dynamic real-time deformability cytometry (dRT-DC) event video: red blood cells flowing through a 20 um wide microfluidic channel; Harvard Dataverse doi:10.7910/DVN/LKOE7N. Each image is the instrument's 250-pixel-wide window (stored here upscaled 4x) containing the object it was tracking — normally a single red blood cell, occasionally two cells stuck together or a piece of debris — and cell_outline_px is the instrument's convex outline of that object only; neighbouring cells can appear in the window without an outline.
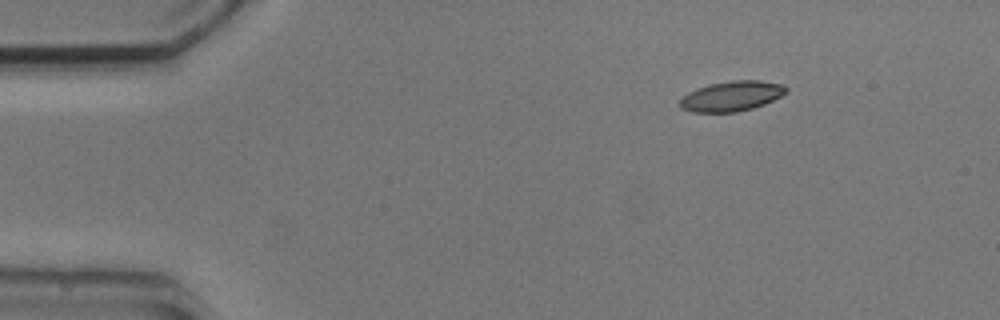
{"species": "common noctule bat (a hibernating species)", "species_latin": "Nyctalus noctula", "temperature_condition": "cold", "stored_images_in_passage": 5, "camera_frame_rate_fps": 3000, "um_per_image_px": 0.085, "animal": {"sex": "male", "body_mass_g": 20.5, "forearm_length_mm": 52.5}, "frame": {"image": 1, "passage_image": 1, "time_ms": 0.0, "image_size_px": [1000, 320], "cell_outline_px": [[788, 92], [764, 104], [752, 108], [736, 112], [692, 112], [680, 108], [680, 100], [688, 92], [696, 88], [708, 84], [732, 80], [760, 80], [780, 84], [788, 88]], "centroid_in_image_um": [62.17, 8.16], "position_along_channel_um": 22.8, "area_um2": 18.61}}
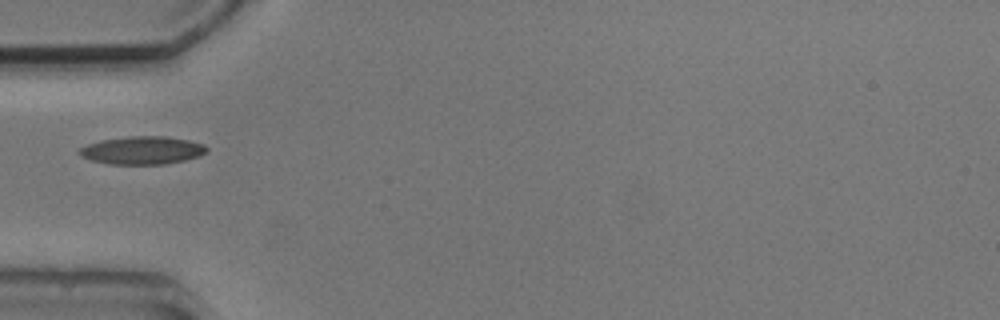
{"frame": {"image": 2, "passage_image": 4, "time_ms": 3.333, "image_size_px": [1000, 320], "cell_outline_px": [[208, 152], [200, 156], [184, 160], [164, 164], [108, 164], [92, 160], [80, 156], [76, 152], [80, 148], [88, 144], [100, 140], [132, 136], [164, 136], [188, 140], [204, 144], [208, 148]], "centroid_in_image_um": [12.1, 12.78], "position_along_channel_um": 72.9, "area_um2": 20.81}}